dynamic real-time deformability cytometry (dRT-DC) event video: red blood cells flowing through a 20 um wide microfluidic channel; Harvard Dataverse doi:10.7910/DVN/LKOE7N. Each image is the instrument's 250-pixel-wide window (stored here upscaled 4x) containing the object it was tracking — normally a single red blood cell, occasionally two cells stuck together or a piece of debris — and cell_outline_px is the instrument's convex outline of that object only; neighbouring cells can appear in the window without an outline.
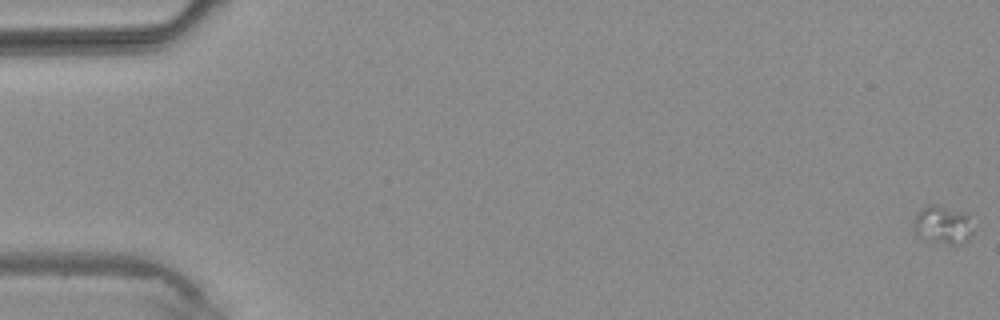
{"species": "common noctule bat (a hibernating species)", "species_latin": "Nyctalus noctula", "temperature_condition": "warm", "stored_images_in_passage": 5, "camera_frame_rate_fps": 3000, "um_per_image_px": 0.085, "animal": {"sex": "male", "body_mass_g": 20.4}, "frame": {"image": 1, "passage_image": 1, "time_ms": 0.0, "image_size_px": [1000, 320], "cell_outline_px": [[972, 232], [968, 240], [960, 244], [952, 244], [928, 240], [916, 232], [912, 224], [912, 220], [928, 204], [936, 204], [968, 216]], "centroid_in_image_um": [80.11, 19.13], "position_along_channel_um": 4.9, "area_um2": 12.6}}